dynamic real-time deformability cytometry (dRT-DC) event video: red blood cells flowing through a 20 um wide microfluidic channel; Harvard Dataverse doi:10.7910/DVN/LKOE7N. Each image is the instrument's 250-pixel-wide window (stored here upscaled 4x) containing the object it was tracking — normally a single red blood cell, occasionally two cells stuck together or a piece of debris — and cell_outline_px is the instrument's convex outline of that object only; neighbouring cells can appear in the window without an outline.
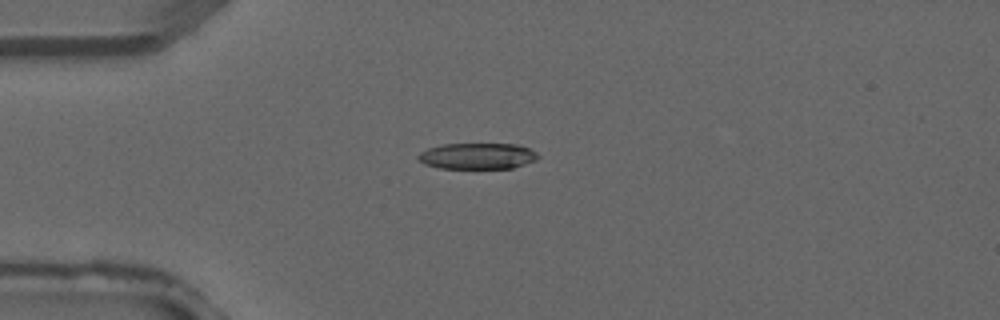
{"species": "common noctule bat (a hibernating species)", "species_latin": "Nyctalus noctula", "temperature_condition": "warm", "stored_images_in_passage": 1, "camera_frame_rate_fps": 3000, "um_per_image_px": 0.085, "animal": {"sex": "male", "forearm_length_mm": 52.5}, "frame": {"image": 1, "passage_image": 1, "time_ms": 0.0, "image_size_px": [1000, 320], "cell_outline_px": [[540, 156], [536, 160], [512, 168], [440, 168], [424, 164], [416, 156], [420, 152], [428, 148], [444, 144], [516, 144], [528, 148], [536, 152]], "centroid_in_image_um": [40.58, 13.26], "position_along_channel_um": 44.4, "area_um2": 18.15}}